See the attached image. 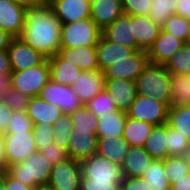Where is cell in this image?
I'll use <instances>...</instances> for the list:
<instances>
[{
	"mask_svg": "<svg viewBox=\"0 0 190 190\" xmlns=\"http://www.w3.org/2000/svg\"><path fill=\"white\" fill-rule=\"evenodd\" d=\"M62 24L47 1L27 6L24 28L19 38L46 58L57 54L61 47Z\"/></svg>",
	"mask_w": 190,
	"mask_h": 190,
	"instance_id": "cell-1",
	"label": "cell"
},
{
	"mask_svg": "<svg viewBox=\"0 0 190 190\" xmlns=\"http://www.w3.org/2000/svg\"><path fill=\"white\" fill-rule=\"evenodd\" d=\"M135 83L137 94L151 96L170 107L171 73L164 65L149 63Z\"/></svg>",
	"mask_w": 190,
	"mask_h": 190,
	"instance_id": "cell-2",
	"label": "cell"
},
{
	"mask_svg": "<svg viewBox=\"0 0 190 190\" xmlns=\"http://www.w3.org/2000/svg\"><path fill=\"white\" fill-rule=\"evenodd\" d=\"M53 165L45 156L36 151L24 161L8 166L7 173L24 185L35 187L48 184Z\"/></svg>",
	"mask_w": 190,
	"mask_h": 190,
	"instance_id": "cell-3",
	"label": "cell"
},
{
	"mask_svg": "<svg viewBox=\"0 0 190 190\" xmlns=\"http://www.w3.org/2000/svg\"><path fill=\"white\" fill-rule=\"evenodd\" d=\"M101 35L102 30L91 18L62 24L61 47L96 46Z\"/></svg>",
	"mask_w": 190,
	"mask_h": 190,
	"instance_id": "cell-4",
	"label": "cell"
},
{
	"mask_svg": "<svg viewBox=\"0 0 190 190\" xmlns=\"http://www.w3.org/2000/svg\"><path fill=\"white\" fill-rule=\"evenodd\" d=\"M49 80L50 65L48 58L35 67L11 72V87L30 98L38 96Z\"/></svg>",
	"mask_w": 190,
	"mask_h": 190,
	"instance_id": "cell-5",
	"label": "cell"
},
{
	"mask_svg": "<svg viewBox=\"0 0 190 190\" xmlns=\"http://www.w3.org/2000/svg\"><path fill=\"white\" fill-rule=\"evenodd\" d=\"M82 176L92 182H122L121 166L98 154L80 161Z\"/></svg>",
	"mask_w": 190,
	"mask_h": 190,
	"instance_id": "cell-6",
	"label": "cell"
},
{
	"mask_svg": "<svg viewBox=\"0 0 190 190\" xmlns=\"http://www.w3.org/2000/svg\"><path fill=\"white\" fill-rule=\"evenodd\" d=\"M169 106L159 102L153 97H145L137 94L132 106L126 113L128 117L154 126L167 123Z\"/></svg>",
	"mask_w": 190,
	"mask_h": 190,
	"instance_id": "cell-7",
	"label": "cell"
},
{
	"mask_svg": "<svg viewBox=\"0 0 190 190\" xmlns=\"http://www.w3.org/2000/svg\"><path fill=\"white\" fill-rule=\"evenodd\" d=\"M3 135L8 166L24 161L37 151L33 131L6 132Z\"/></svg>",
	"mask_w": 190,
	"mask_h": 190,
	"instance_id": "cell-8",
	"label": "cell"
},
{
	"mask_svg": "<svg viewBox=\"0 0 190 190\" xmlns=\"http://www.w3.org/2000/svg\"><path fill=\"white\" fill-rule=\"evenodd\" d=\"M150 63L147 51L136 50L103 71L105 79H126L136 81Z\"/></svg>",
	"mask_w": 190,
	"mask_h": 190,
	"instance_id": "cell-9",
	"label": "cell"
},
{
	"mask_svg": "<svg viewBox=\"0 0 190 190\" xmlns=\"http://www.w3.org/2000/svg\"><path fill=\"white\" fill-rule=\"evenodd\" d=\"M81 177L80 161L68 158L53 166L49 184L55 190H80Z\"/></svg>",
	"mask_w": 190,
	"mask_h": 190,
	"instance_id": "cell-10",
	"label": "cell"
},
{
	"mask_svg": "<svg viewBox=\"0 0 190 190\" xmlns=\"http://www.w3.org/2000/svg\"><path fill=\"white\" fill-rule=\"evenodd\" d=\"M44 101L61 108L63 113H71L83 106L73 88L50 79L39 95Z\"/></svg>",
	"mask_w": 190,
	"mask_h": 190,
	"instance_id": "cell-11",
	"label": "cell"
},
{
	"mask_svg": "<svg viewBox=\"0 0 190 190\" xmlns=\"http://www.w3.org/2000/svg\"><path fill=\"white\" fill-rule=\"evenodd\" d=\"M12 71H21L41 64L46 57L26 44L21 38L12 39L8 49Z\"/></svg>",
	"mask_w": 190,
	"mask_h": 190,
	"instance_id": "cell-12",
	"label": "cell"
},
{
	"mask_svg": "<svg viewBox=\"0 0 190 190\" xmlns=\"http://www.w3.org/2000/svg\"><path fill=\"white\" fill-rule=\"evenodd\" d=\"M61 24L90 18L91 2L88 0H47Z\"/></svg>",
	"mask_w": 190,
	"mask_h": 190,
	"instance_id": "cell-13",
	"label": "cell"
},
{
	"mask_svg": "<svg viewBox=\"0 0 190 190\" xmlns=\"http://www.w3.org/2000/svg\"><path fill=\"white\" fill-rule=\"evenodd\" d=\"M26 9V5L0 0V28L14 38L20 37L24 28Z\"/></svg>",
	"mask_w": 190,
	"mask_h": 190,
	"instance_id": "cell-14",
	"label": "cell"
},
{
	"mask_svg": "<svg viewBox=\"0 0 190 190\" xmlns=\"http://www.w3.org/2000/svg\"><path fill=\"white\" fill-rule=\"evenodd\" d=\"M83 105L104 90L105 77L100 70L82 71L71 85Z\"/></svg>",
	"mask_w": 190,
	"mask_h": 190,
	"instance_id": "cell-15",
	"label": "cell"
},
{
	"mask_svg": "<svg viewBox=\"0 0 190 190\" xmlns=\"http://www.w3.org/2000/svg\"><path fill=\"white\" fill-rule=\"evenodd\" d=\"M104 89L111 98L118 111L127 113L132 106L136 96V83L126 79H105Z\"/></svg>",
	"mask_w": 190,
	"mask_h": 190,
	"instance_id": "cell-16",
	"label": "cell"
},
{
	"mask_svg": "<svg viewBox=\"0 0 190 190\" xmlns=\"http://www.w3.org/2000/svg\"><path fill=\"white\" fill-rule=\"evenodd\" d=\"M102 35L117 44L137 50L136 38L133 30V16L123 14L112 24L102 30Z\"/></svg>",
	"mask_w": 190,
	"mask_h": 190,
	"instance_id": "cell-17",
	"label": "cell"
},
{
	"mask_svg": "<svg viewBox=\"0 0 190 190\" xmlns=\"http://www.w3.org/2000/svg\"><path fill=\"white\" fill-rule=\"evenodd\" d=\"M95 48L99 70L101 72H103L114 63L127 58L136 51L134 48L111 42L103 35H101V37L99 38Z\"/></svg>",
	"mask_w": 190,
	"mask_h": 190,
	"instance_id": "cell-18",
	"label": "cell"
},
{
	"mask_svg": "<svg viewBox=\"0 0 190 190\" xmlns=\"http://www.w3.org/2000/svg\"><path fill=\"white\" fill-rule=\"evenodd\" d=\"M183 44L182 40L161 29L158 38L147 51L150 63L164 65Z\"/></svg>",
	"mask_w": 190,
	"mask_h": 190,
	"instance_id": "cell-19",
	"label": "cell"
},
{
	"mask_svg": "<svg viewBox=\"0 0 190 190\" xmlns=\"http://www.w3.org/2000/svg\"><path fill=\"white\" fill-rule=\"evenodd\" d=\"M57 54L63 60L77 66L82 71L99 70L95 46L60 47Z\"/></svg>",
	"mask_w": 190,
	"mask_h": 190,
	"instance_id": "cell-20",
	"label": "cell"
},
{
	"mask_svg": "<svg viewBox=\"0 0 190 190\" xmlns=\"http://www.w3.org/2000/svg\"><path fill=\"white\" fill-rule=\"evenodd\" d=\"M122 0H94L91 2L90 18L101 30L123 15Z\"/></svg>",
	"mask_w": 190,
	"mask_h": 190,
	"instance_id": "cell-21",
	"label": "cell"
},
{
	"mask_svg": "<svg viewBox=\"0 0 190 190\" xmlns=\"http://www.w3.org/2000/svg\"><path fill=\"white\" fill-rule=\"evenodd\" d=\"M133 30L137 50L148 51L158 38L161 26L155 23L148 15H134Z\"/></svg>",
	"mask_w": 190,
	"mask_h": 190,
	"instance_id": "cell-22",
	"label": "cell"
},
{
	"mask_svg": "<svg viewBox=\"0 0 190 190\" xmlns=\"http://www.w3.org/2000/svg\"><path fill=\"white\" fill-rule=\"evenodd\" d=\"M129 148L128 141L122 136L98 137L96 154L121 166Z\"/></svg>",
	"mask_w": 190,
	"mask_h": 190,
	"instance_id": "cell-23",
	"label": "cell"
},
{
	"mask_svg": "<svg viewBox=\"0 0 190 190\" xmlns=\"http://www.w3.org/2000/svg\"><path fill=\"white\" fill-rule=\"evenodd\" d=\"M97 142L96 133H73L67 147L69 158L82 161L95 155Z\"/></svg>",
	"mask_w": 190,
	"mask_h": 190,
	"instance_id": "cell-24",
	"label": "cell"
},
{
	"mask_svg": "<svg viewBox=\"0 0 190 190\" xmlns=\"http://www.w3.org/2000/svg\"><path fill=\"white\" fill-rule=\"evenodd\" d=\"M26 112L33 122V125L42 122L53 125L63 114L61 108L44 101L39 96L30 98Z\"/></svg>",
	"mask_w": 190,
	"mask_h": 190,
	"instance_id": "cell-25",
	"label": "cell"
},
{
	"mask_svg": "<svg viewBox=\"0 0 190 190\" xmlns=\"http://www.w3.org/2000/svg\"><path fill=\"white\" fill-rule=\"evenodd\" d=\"M153 160L144 147L130 146L128 155L124 158L121 165L123 176L142 177Z\"/></svg>",
	"mask_w": 190,
	"mask_h": 190,
	"instance_id": "cell-26",
	"label": "cell"
},
{
	"mask_svg": "<svg viewBox=\"0 0 190 190\" xmlns=\"http://www.w3.org/2000/svg\"><path fill=\"white\" fill-rule=\"evenodd\" d=\"M50 79L62 85L71 86L82 72L77 66L63 60L58 54L48 58Z\"/></svg>",
	"mask_w": 190,
	"mask_h": 190,
	"instance_id": "cell-27",
	"label": "cell"
},
{
	"mask_svg": "<svg viewBox=\"0 0 190 190\" xmlns=\"http://www.w3.org/2000/svg\"><path fill=\"white\" fill-rule=\"evenodd\" d=\"M144 149L153 159L162 160L168 156V124L154 126Z\"/></svg>",
	"mask_w": 190,
	"mask_h": 190,
	"instance_id": "cell-28",
	"label": "cell"
},
{
	"mask_svg": "<svg viewBox=\"0 0 190 190\" xmlns=\"http://www.w3.org/2000/svg\"><path fill=\"white\" fill-rule=\"evenodd\" d=\"M153 128V124L127 116L122 137L128 141L130 146L144 147Z\"/></svg>",
	"mask_w": 190,
	"mask_h": 190,
	"instance_id": "cell-29",
	"label": "cell"
},
{
	"mask_svg": "<svg viewBox=\"0 0 190 190\" xmlns=\"http://www.w3.org/2000/svg\"><path fill=\"white\" fill-rule=\"evenodd\" d=\"M126 117V113L118 110L98 117L96 136H122Z\"/></svg>",
	"mask_w": 190,
	"mask_h": 190,
	"instance_id": "cell-30",
	"label": "cell"
},
{
	"mask_svg": "<svg viewBox=\"0 0 190 190\" xmlns=\"http://www.w3.org/2000/svg\"><path fill=\"white\" fill-rule=\"evenodd\" d=\"M190 105V75L171 74L170 106Z\"/></svg>",
	"mask_w": 190,
	"mask_h": 190,
	"instance_id": "cell-31",
	"label": "cell"
},
{
	"mask_svg": "<svg viewBox=\"0 0 190 190\" xmlns=\"http://www.w3.org/2000/svg\"><path fill=\"white\" fill-rule=\"evenodd\" d=\"M167 124L190 140V105L170 106Z\"/></svg>",
	"mask_w": 190,
	"mask_h": 190,
	"instance_id": "cell-32",
	"label": "cell"
},
{
	"mask_svg": "<svg viewBox=\"0 0 190 190\" xmlns=\"http://www.w3.org/2000/svg\"><path fill=\"white\" fill-rule=\"evenodd\" d=\"M73 120V133H96L98 117L85 105L70 113Z\"/></svg>",
	"mask_w": 190,
	"mask_h": 190,
	"instance_id": "cell-33",
	"label": "cell"
},
{
	"mask_svg": "<svg viewBox=\"0 0 190 190\" xmlns=\"http://www.w3.org/2000/svg\"><path fill=\"white\" fill-rule=\"evenodd\" d=\"M142 178L154 190H171V183L164 172L163 160L154 159L145 170Z\"/></svg>",
	"mask_w": 190,
	"mask_h": 190,
	"instance_id": "cell-34",
	"label": "cell"
},
{
	"mask_svg": "<svg viewBox=\"0 0 190 190\" xmlns=\"http://www.w3.org/2000/svg\"><path fill=\"white\" fill-rule=\"evenodd\" d=\"M54 135L53 143L67 150L69 140L73 134V120L70 113H63L60 118L52 125Z\"/></svg>",
	"mask_w": 190,
	"mask_h": 190,
	"instance_id": "cell-35",
	"label": "cell"
},
{
	"mask_svg": "<svg viewBox=\"0 0 190 190\" xmlns=\"http://www.w3.org/2000/svg\"><path fill=\"white\" fill-rule=\"evenodd\" d=\"M164 66L171 74L190 75V46L183 44Z\"/></svg>",
	"mask_w": 190,
	"mask_h": 190,
	"instance_id": "cell-36",
	"label": "cell"
},
{
	"mask_svg": "<svg viewBox=\"0 0 190 190\" xmlns=\"http://www.w3.org/2000/svg\"><path fill=\"white\" fill-rule=\"evenodd\" d=\"M179 0H151V9L148 16L162 26L173 14H176Z\"/></svg>",
	"mask_w": 190,
	"mask_h": 190,
	"instance_id": "cell-37",
	"label": "cell"
},
{
	"mask_svg": "<svg viewBox=\"0 0 190 190\" xmlns=\"http://www.w3.org/2000/svg\"><path fill=\"white\" fill-rule=\"evenodd\" d=\"M163 160L164 172L171 185L188 174L189 168L185 156H167Z\"/></svg>",
	"mask_w": 190,
	"mask_h": 190,
	"instance_id": "cell-38",
	"label": "cell"
},
{
	"mask_svg": "<svg viewBox=\"0 0 190 190\" xmlns=\"http://www.w3.org/2000/svg\"><path fill=\"white\" fill-rule=\"evenodd\" d=\"M85 106L97 117L117 110L111 95L105 89L99 92Z\"/></svg>",
	"mask_w": 190,
	"mask_h": 190,
	"instance_id": "cell-39",
	"label": "cell"
},
{
	"mask_svg": "<svg viewBox=\"0 0 190 190\" xmlns=\"http://www.w3.org/2000/svg\"><path fill=\"white\" fill-rule=\"evenodd\" d=\"M190 140L168 125V156H185Z\"/></svg>",
	"mask_w": 190,
	"mask_h": 190,
	"instance_id": "cell-40",
	"label": "cell"
},
{
	"mask_svg": "<svg viewBox=\"0 0 190 190\" xmlns=\"http://www.w3.org/2000/svg\"><path fill=\"white\" fill-rule=\"evenodd\" d=\"M190 19L183 16L173 14L166 22L161 26V29L167 33H170L184 42L187 31L189 29Z\"/></svg>",
	"mask_w": 190,
	"mask_h": 190,
	"instance_id": "cell-41",
	"label": "cell"
},
{
	"mask_svg": "<svg viewBox=\"0 0 190 190\" xmlns=\"http://www.w3.org/2000/svg\"><path fill=\"white\" fill-rule=\"evenodd\" d=\"M13 111H27L30 97L12 87L3 94L1 99Z\"/></svg>",
	"mask_w": 190,
	"mask_h": 190,
	"instance_id": "cell-42",
	"label": "cell"
},
{
	"mask_svg": "<svg viewBox=\"0 0 190 190\" xmlns=\"http://www.w3.org/2000/svg\"><path fill=\"white\" fill-rule=\"evenodd\" d=\"M53 127L48 123H38L33 125V136L36 141L37 151L53 143Z\"/></svg>",
	"mask_w": 190,
	"mask_h": 190,
	"instance_id": "cell-43",
	"label": "cell"
},
{
	"mask_svg": "<svg viewBox=\"0 0 190 190\" xmlns=\"http://www.w3.org/2000/svg\"><path fill=\"white\" fill-rule=\"evenodd\" d=\"M7 132L33 131V122L26 111H13Z\"/></svg>",
	"mask_w": 190,
	"mask_h": 190,
	"instance_id": "cell-44",
	"label": "cell"
},
{
	"mask_svg": "<svg viewBox=\"0 0 190 190\" xmlns=\"http://www.w3.org/2000/svg\"><path fill=\"white\" fill-rule=\"evenodd\" d=\"M124 14L148 15L151 9V0H122Z\"/></svg>",
	"mask_w": 190,
	"mask_h": 190,
	"instance_id": "cell-45",
	"label": "cell"
},
{
	"mask_svg": "<svg viewBox=\"0 0 190 190\" xmlns=\"http://www.w3.org/2000/svg\"><path fill=\"white\" fill-rule=\"evenodd\" d=\"M40 152L45 156L47 160L50 161L53 166L69 158L67 150L61 148L55 143L45 146L40 150Z\"/></svg>",
	"mask_w": 190,
	"mask_h": 190,
	"instance_id": "cell-46",
	"label": "cell"
},
{
	"mask_svg": "<svg viewBox=\"0 0 190 190\" xmlns=\"http://www.w3.org/2000/svg\"><path fill=\"white\" fill-rule=\"evenodd\" d=\"M121 182H92L81 177L80 190H119Z\"/></svg>",
	"mask_w": 190,
	"mask_h": 190,
	"instance_id": "cell-47",
	"label": "cell"
},
{
	"mask_svg": "<svg viewBox=\"0 0 190 190\" xmlns=\"http://www.w3.org/2000/svg\"><path fill=\"white\" fill-rule=\"evenodd\" d=\"M121 187L124 190H154L142 177H123Z\"/></svg>",
	"mask_w": 190,
	"mask_h": 190,
	"instance_id": "cell-48",
	"label": "cell"
},
{
	"mask_svg": "<svg viewBox=\"0 0 190 190\" xmlns=\"http://www.w3.org/2000/svg\"><path fill=\"white\" fill-rule=\"evenodd\" d=\"M13 110L6 105L4 102L0 101V133L5 134L8 129V122L12 116Z\"/></svg>",
	"mask_w": 190,
	"mask_h": 190,
	"instance_id": "cell-49",
	"label": "cell"
},
{
	"mask_svg": "<svg viewBox=\"0 0 190 190\" xmlns=\"http://www.w3.org/2000/svg\"><path fill=\"white\" fill-rule=\"evenodd\" d=\"M5 190H34V187L24 185L20 181L12 178L7 172H6V185Z\"/></svg>",
	"mask_w": 190,
	"mask_h": 190,
	"instance_id": "cell-50",
	"label": "cell"
},
{
	"mask_svg": "<svg viewBox=\"0 0 190 190\" xmlns=\"http://www.w3.org/2000/svg\"><path fill=\"white\" fill-rule=\"evenodd\" d=\"M11 64L7 50H0V74L11 73Z\"/></svg>",
	"mask_w": 190,
	"mask_h": 190,
	"instance_id": "cell-51",
	"label": "cell"
},
{
	"mask_svg": "<svg viewBox=\"0 0 190 190\" xmlns=\"http://www.w3.org/2000/svg\"><path fill=\"white\" fill-rule=\"evenodd\" d=\"M171 190H190V172L184 177L177 179L172 185Z\"/></svg>",
	"mask_w": 190,
	"mask_h": 190,
	"instance_id": "cell-52",
	"label": "cell"
},
{
	"mask_svg": "<svg viewBox=\"0 0 190 190\" xmlns=\"http://www.w3.org/2000/svg\"><path fill=\"white\" fill-rule=\"evenodd\" d=\"M176 14L190 19V0H179Z\"/></svg>",
	"mask_w": 190,
	"mask_h": 190,
	"instance_id": "cell-53",
	"label": "cell"
},
{
	"mask_svg": "<svg viewBox=\"0 0 190 190\" xmlns=\"http://www.w3.org/2000/svg\"><path fill=\"white\" fill-rule=\"evenodd\" d=\"M11 88V73L0 74V101L3 94Z\"/></svg>",
	"mask_w": 190,
	"mask_h": 190,
	"instance_id": "cell-54",
	"label": "cell"
},
{
	"mask_svg": "<svg viewBox=\"0 0 190 190\" xmlns=\"http://www.w3.org/2000/svg\"><path fill=\"white\" fill-rule=\"evenodd\" d=\"M8 164L5 155L4 135L0 133V172H7Z\"/></svg>",
	"mask_w": 190,
	"mask_h": 190,
	"instance_id": "cell-55",
	"label": "cell"
},
{
	"mask_svg": "<svg viewBox=\"0 0 190 190\" xmlns=\"http://www.w3.org/2000/svg\"><path fill=\"white\" fill-rule=\"evenodd\" d=\"M14 37L0 28V50H7Z\"/></svg>",
	"mask_w": 190,
	"mask_h": 190,
	"instance_id": "cell-56",
	"label": "cell"
},
{
	"mask_svg": "<svg viewBox=\"0 0 190 190\" xmlns=\"http://www.w3.org/2000/svg\"><path fill=\"white\" fill-rule=\"evenodd\" d=\"M6 172H0V190H5Z\"/></svg>",
	"mask_w": 190,
	"mask_h": 190,
	"instance_id": "cell-57",
	"label": "cell"
},
{
	"mask_svg": "<svg viewBox=\"0 0 190 190\" xmlns=\"http://www.w3.org/2000/svg\"><path fill=\"white\" fill-rule=\"evenodd\" d=\"M34 190H55L49 183L41 184L34 187Z\"/></svg>",
	"mask_w": 190,
	"mask_h": 190,
	"instance_id": "cell-58",
	"label": "cell"
},
{
	"mask_svg": "<svg viewBox=\"0 0 190 190\" xmlns=\"http://www.w3.org/2000/svg\"><path fill=\"white\" fill-rule=\"evenodd\" d=\"M8 1H11V2H14V3H17V4H23V5H26V6L36 2V0H8Z\"/></svg>",
	"mask_w": 190,
	"mask_h": 190,
	"instance_id": "cell-59",
	"label": "cell"
},
{
	"mask_svg": "<svg viewBox=\"0 0 190 190\" xmlns=\"http://www.w3.org/2000/svg\"><path fill=\"white\" fill-rule=\"evenodd\" d=\"M184 44L190 46V24H189V29L187 31V36L184 40Z\"/></svg>",
	"mask_w": 190,
	"mask_h": 190,
	"instance_id": "cell-60",
	"label": "cell"
},
{
	"mask_svg": "<svg viewBox=\"0 0 190 190\" xmlns=\"http://www.w3.org/2000/svg\"><path fill=\"white\" fill-rule=\"evenodd\" d=\"M186 161L188 163V168L190 171V150L185 154Z\"/></svg>",
	"mask_w": 190,
	"mask_h": 190,
	"instance_id": "cell-61",
	"label": "cell"
}]
</instances>
